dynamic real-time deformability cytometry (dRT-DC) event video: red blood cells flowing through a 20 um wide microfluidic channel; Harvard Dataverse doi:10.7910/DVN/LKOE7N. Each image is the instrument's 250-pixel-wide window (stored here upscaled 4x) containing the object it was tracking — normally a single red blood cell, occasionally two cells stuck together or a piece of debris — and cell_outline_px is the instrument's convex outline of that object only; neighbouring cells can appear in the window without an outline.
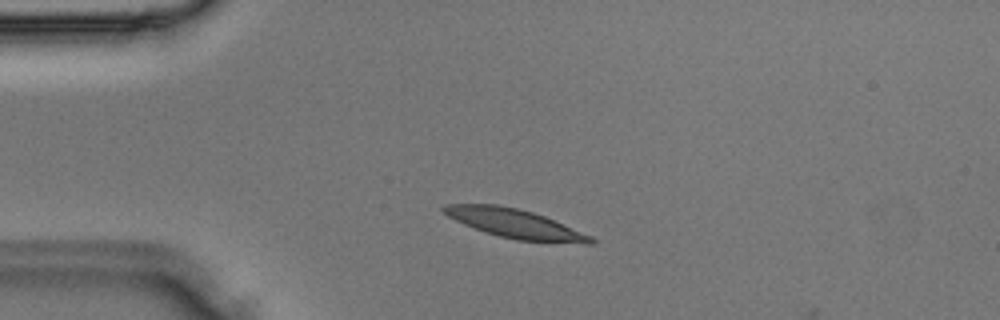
{"species": "Egyptian fruit bat (a non-hibernating species)", "species_latin": "Rousettus aegyptiacus", "temperature_condition": "room temperature", "stored_images_in_passage": 2, "camera_frame_rate_fps": 3000, "um_per_image_px": 0.085, "animal": {"sex": "male"}, "frame": {"image": 1, "passage_image": 1, "time_ms": 0.0, "image_size_px": [1000, 320], "cell_outline_px": [[596, 240], [592, 244], [588, 244], [516, 240], [484, 232], [464, 224], [448, 216], [440, 208], [444, 204], [496, 204], [516, 208], [532, 212], [544, 216], [592, 236]], "centroid_in_image_um": [43.77, 19.01], "position_along_channel_um": 41.2, "area_um2": 24.68}}